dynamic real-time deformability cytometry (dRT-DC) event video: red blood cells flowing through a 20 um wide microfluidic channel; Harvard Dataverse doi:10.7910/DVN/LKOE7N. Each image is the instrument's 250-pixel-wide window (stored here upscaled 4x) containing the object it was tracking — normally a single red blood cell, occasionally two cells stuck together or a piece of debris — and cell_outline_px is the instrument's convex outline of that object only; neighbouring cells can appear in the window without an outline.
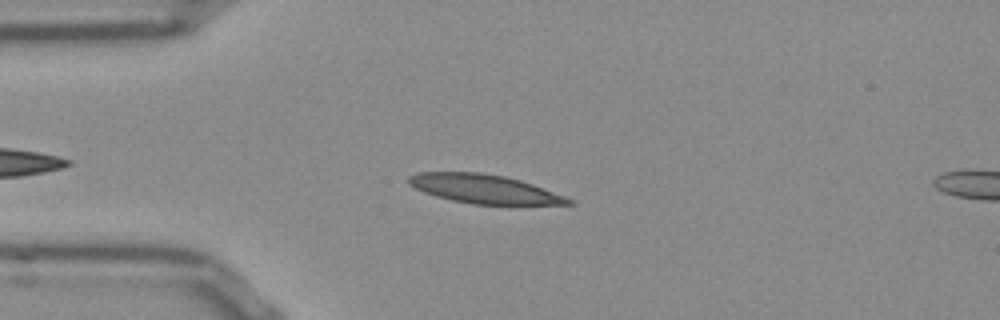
{"species": "Egyptian fruit bat (a non-hibernating species)", "species_latin": "Rousettus aegyptiacus", "temperature_condition": "room temperature", "stored_images_in_passage": 11, "camera_frame_rate_fps": 3000, "um_per_image_px": 0.085, "frame": {"image": 1, "passage_image": 8, "time_ms": 2.333, "image_size_px": [1000, 320], "cell_outline_px": [[576, 204], [472, 204], [452, 200], [436, 196], [424, 192], [408, 184], [408, 176], [416, 172], [480, 172], [504, 176], [520, 180], [532, 184], [576, 200]], "centroid_in_image_um": [41.15, 16.05], "position_along_channel_um": 43.8, "area_um2": 26.76}}